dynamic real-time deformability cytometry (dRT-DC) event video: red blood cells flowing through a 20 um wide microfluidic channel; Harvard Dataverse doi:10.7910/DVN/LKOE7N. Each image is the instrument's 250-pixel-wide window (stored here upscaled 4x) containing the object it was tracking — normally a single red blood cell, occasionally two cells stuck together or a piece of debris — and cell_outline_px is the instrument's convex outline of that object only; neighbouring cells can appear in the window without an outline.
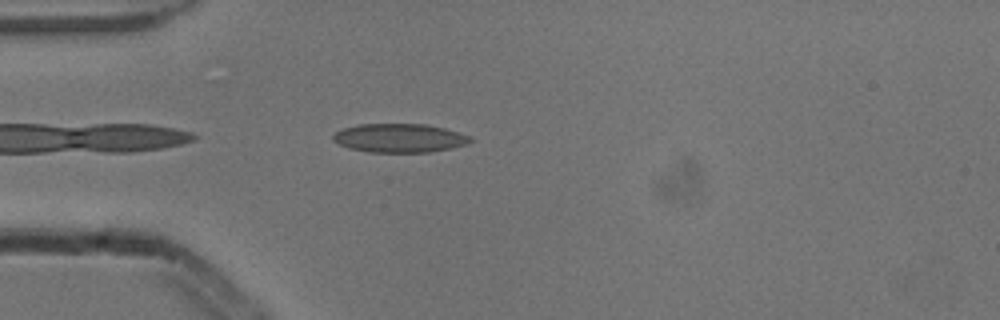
{"species": "common noctule bat (a hibernating species)", "species_latin": "Nyctalus noctula", "temperature_condition": "cold", "stored_images_in_passage": 22, "camera_frame_rate_fps": 3000, "um_per_image_px": 0.085, "animal": {"sex": "male", "body_mass_g": 13.3}, "frame": {"image": 1, "passage_image": 2, "time_ms": 0.333, "image_size_px": [1000, 320], "cell_outline_px": [[476, 140], [468, 144], [452, 148], [428, 152], [368, 152], [348, 148], [332, 140], [332, 136], [336, 132], [344, 128], [360, 124], [424, 124], [444, 128], [468, 136]], "centroid_in_image_um": [33.96, 11.74], "position_along_channel_um": 51.0, "area_um2": 22.95}}
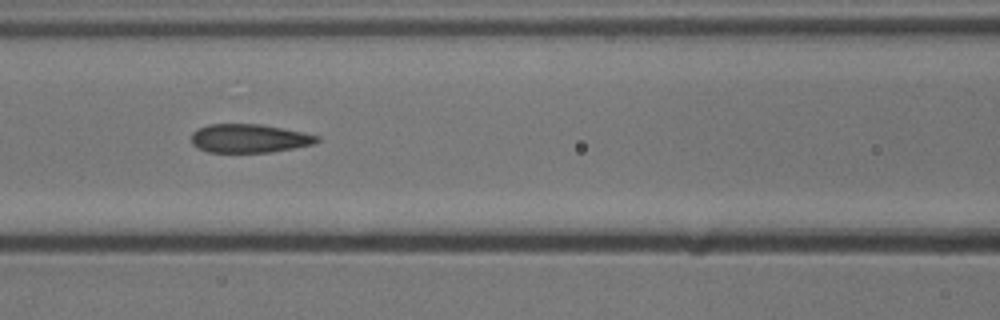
{"frame": {"image": 2, "passage_image": 10, "time_ms": 3.0, "image_size_px": [1000, 320], "cell_outline_px": [[320, 140], [312, 144], [292, 148], [268, 152], [208, 152], [196, 148], [192, 144], [192, 132], [196, 128], [208, 124], [260, 124], [284, 128], [304, 132], [320, 136]], "centroid_in_image_um": [21.15, 11.75], "position_along_channel_um": 145.4, "area_um2": 21.04}}
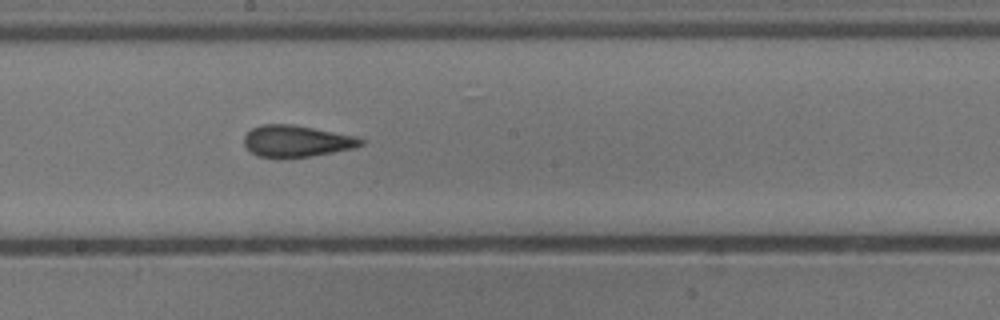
{"frame": {"image": 3, "passage_image": 16, "time_ms": 5.0, "image_size_px": [1000, 320], "cell_outline_px": [[364, 144], [356, 148], [312, 156], [280, 160], [256, 156], [244, 144], [244, 136], [252, 128], [260, 124], [292, 124], [356, 136], [364, 140]], "centroid_in_image_um": [25.2, 12.02], "position_along_channel_um": 223.0, "area_um2": 22.02}}